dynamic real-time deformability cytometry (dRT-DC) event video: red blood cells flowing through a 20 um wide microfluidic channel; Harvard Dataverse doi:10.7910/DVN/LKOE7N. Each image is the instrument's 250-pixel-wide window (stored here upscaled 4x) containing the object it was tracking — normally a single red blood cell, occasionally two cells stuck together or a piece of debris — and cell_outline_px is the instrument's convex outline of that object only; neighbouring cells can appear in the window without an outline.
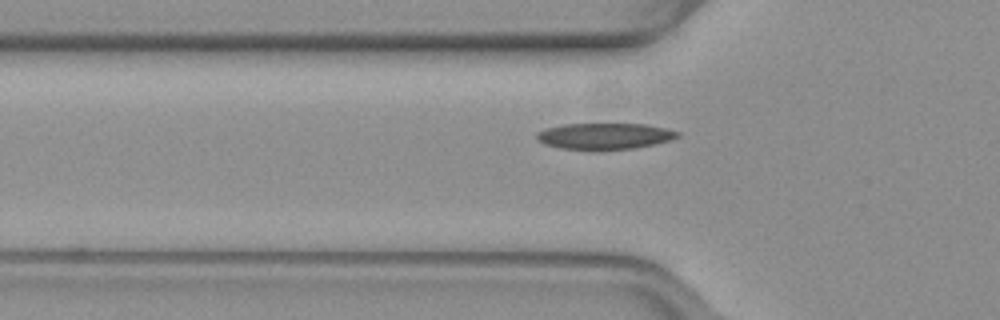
{"species": "common noctule bat (a hibernating species)", "species_latin": "Nyctalus noctula", "temperature_condition": "warm", "stored_images_in_passage": 35, "camera_frame_rate_fps": 3000, "um_per_image_px": 0.085, "animal": {"sex": "female", "body_mass_g": 19.3, "forearm_length_mm": 54.1}, "frame": {"image": 1, "passage_image": 4, "time_ms": 1.0, "image_size_px": [1000, 320], "cell_outline_px": [[680, 136], [672, 140], [636, 148], [596, 152], [592, 152], [560, 148], [544, 144], [536, 140], [536, 132], [544, 128], [564, 124], [644, 124], [664, 128], [680, 132]], "centroid_in_image_um": [51.34, 11.6], "position_along_channel_um": 74.5, "area_um2": 22.31}}
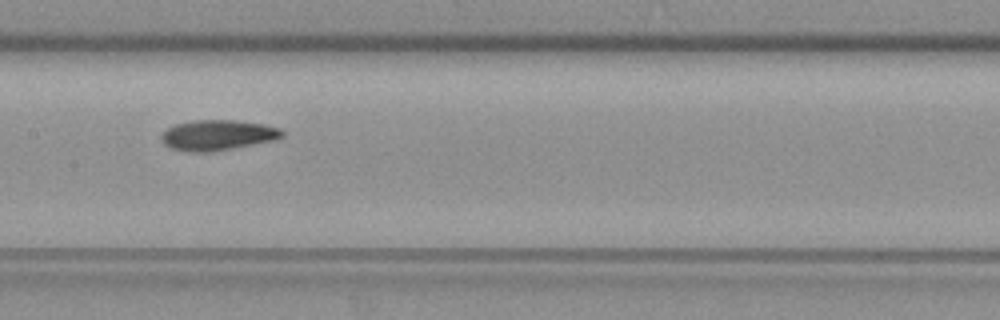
{"frame": {"image": 2, "passage_image": 13, "time_ms": 4.0, "image_size_px": [1000, 320], "cell_outline_px": [[284, 136], [272, 140], [212, 152], [188, 152], [172, 148], [164, 144], [160, 140], [160, 136], [168, 128], [176, 124], [192, 120], [236, 120], [264, 124], [280, 128], [284, 132]], "centroid_in_image_um": [18.48, 11.48], "position_along_channel_um": 188.9, "area_um2": 21.33}}
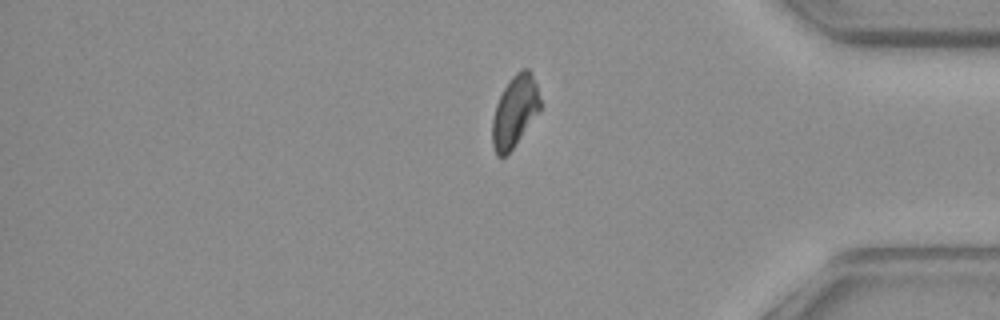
{"frame": {"image": 3, "passage_image": 31, "time_ms": 10.0, "image_size_px": [1000, 320], "cell_outline_px": [[540, 108], [512, 148], [504, 156], [496, 156], [492, 148], [492, 120], [496, 104], [504, 88], [512, 76], [516, 72], [524, 68], [528, 68], [536, 84], [540, 100]], "centroid_in_image_um": [43.71, 9.46], "position_along_channel_um": 391.5, "area_um2": 19.36}}